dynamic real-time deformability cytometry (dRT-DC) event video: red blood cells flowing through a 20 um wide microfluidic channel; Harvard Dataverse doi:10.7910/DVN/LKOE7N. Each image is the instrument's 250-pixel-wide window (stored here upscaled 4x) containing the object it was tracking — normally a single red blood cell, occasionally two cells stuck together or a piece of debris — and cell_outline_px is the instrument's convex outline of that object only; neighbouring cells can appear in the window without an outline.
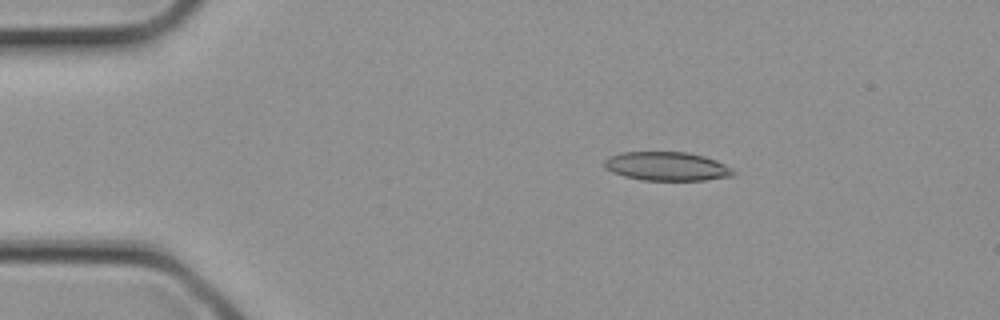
{"species": "common noctule bat (a hibernating species)", "species_latin": "Nyctalus noctula", "temperature_condition": "cold", "stored_images_in_passage": 1, "camera_frame_rate_fps": 3000, "um_per_image_px": 0.085, "animal": {"sex": "female", "body_mass_g": 21.9}, "frame": {"image": 1, "passage_image": 1, "time_ms": 0.0, "image_size_px": [1000, 320], "cell_outline_px": [[736, 172], [732, 176], [704, 180], [640, 180], [624, 176], [612, 172], [604, 168], [604, 160], [608, 156], [624, 152], [688, 152], [704, 156], [716, 160], [724, 164]], "centroid_in_image_um": [56.65, 14.13], "position_along_channel_um": 28.3, "area_um2": 21.68}}